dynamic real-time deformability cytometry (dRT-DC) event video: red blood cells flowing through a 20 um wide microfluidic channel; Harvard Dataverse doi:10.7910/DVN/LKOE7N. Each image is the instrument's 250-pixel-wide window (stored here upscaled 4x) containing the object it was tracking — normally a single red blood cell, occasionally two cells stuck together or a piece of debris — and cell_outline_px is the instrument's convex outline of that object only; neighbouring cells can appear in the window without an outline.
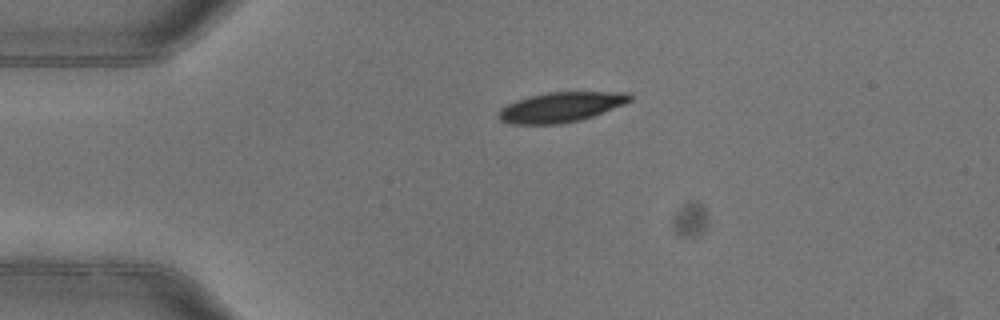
{"species": "common noctule bat (a hibernating species)", "species_latin": "Nyctalus noctula", "temperature_condition": "warm", "stored_images_in_passage": 2, "camera_frame_rate_fps": 3000, "um_per_image_px": 0.085, "animal": {"sex": "female"}, "frame": {"image": 1, "passage_image": 1, "time_ms": 0.0, "image_size_px": [1000, 320], "cell_outline_px": [[632, 100], [624, 104], [592, 116], [580, 120], [560, 124], [512, 124], [500, 120], [496, 116], [500, 108], [516, 100], [548, 92], [632, 92]], "centroid_in_image_um": [47.67, 9.1], "position_along_channel_um": 37.3, "area_um2": 22.89}}